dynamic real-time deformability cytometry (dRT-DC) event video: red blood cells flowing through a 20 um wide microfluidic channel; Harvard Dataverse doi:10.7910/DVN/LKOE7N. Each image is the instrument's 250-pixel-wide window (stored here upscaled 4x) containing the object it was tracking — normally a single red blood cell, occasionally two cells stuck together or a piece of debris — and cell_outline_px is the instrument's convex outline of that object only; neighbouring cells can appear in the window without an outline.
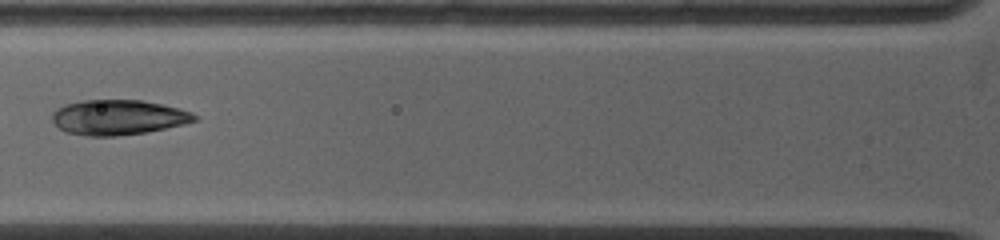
{"species": "common noctule bat (a hibernating species)", "species_latin": "Nyctalus noctula", "temperature_condition": "warm", "stored_images_in_passage": 25, "camera_frame_rate_fps": 5000, "um_per_image_px": 0.085, "animal": {"sex": "female", "body_mass_g": 19.0, "forearm_length_mm": 53.3}, "frame": {"image": 1, "passage_image": 11, "time_ms": 1.8, "image_size_px": [1000, 240], "cell_outline_px": [[196, 120], [184, 124], [144, 132], [116, 136], [88, 136], [64, 132], [52, 120], [52, 112], [64, 104], [84, 100], [144, 100], [164, 104], [180, 108], [192, 112], [196, 116]], "centroid_in_image_um": [10.03, 9.96], "position_along_channel_um": 115.8, "area_um2": 29.07}}
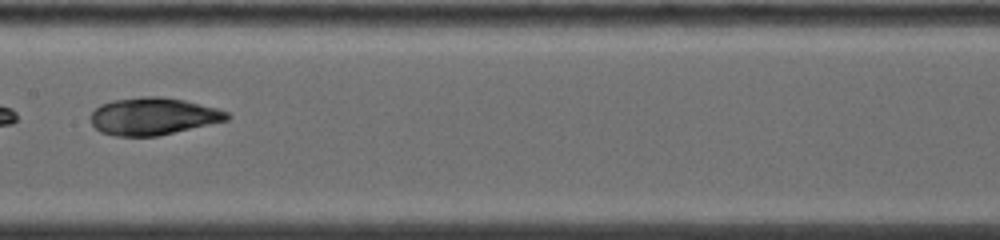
{"frame": {"image": 2, "passage_image": 14, "time_ms": 3.8, "image_size_px": [1000, 240], "cell_outline_px": [[232, 116], [228, 120], [156, 136], [116, 136], [100, 132], [92, 124], [92, 112], [100, 104], [112, 100], [140, 96], [160, 96], [184, 100], [216, 108], [228, 112]], "centroid_in_image_um": [13.01, 9.87], "position_along_channel_um": 194.4, "area_um2": 29.54}}
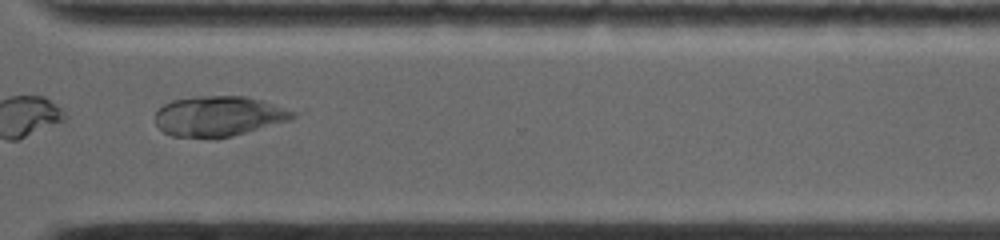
{"frame": {"image": 3, "passage_image": 19, "time_ms": 7.8, "image_size_px": [1000, 240], "cell_outline_px": [[296, 116], [292, 120], [232, 136], [216, 140], [172, 136], [164, 132], [156, 124], [156, 112], [164, 104], [172, 100], [192, 96], [248, 96], [296, 112]], "centroid_in_image_um": [18.58, 9.9], "position_along_channel_um": 352.0, "area_um2": 32.66}}